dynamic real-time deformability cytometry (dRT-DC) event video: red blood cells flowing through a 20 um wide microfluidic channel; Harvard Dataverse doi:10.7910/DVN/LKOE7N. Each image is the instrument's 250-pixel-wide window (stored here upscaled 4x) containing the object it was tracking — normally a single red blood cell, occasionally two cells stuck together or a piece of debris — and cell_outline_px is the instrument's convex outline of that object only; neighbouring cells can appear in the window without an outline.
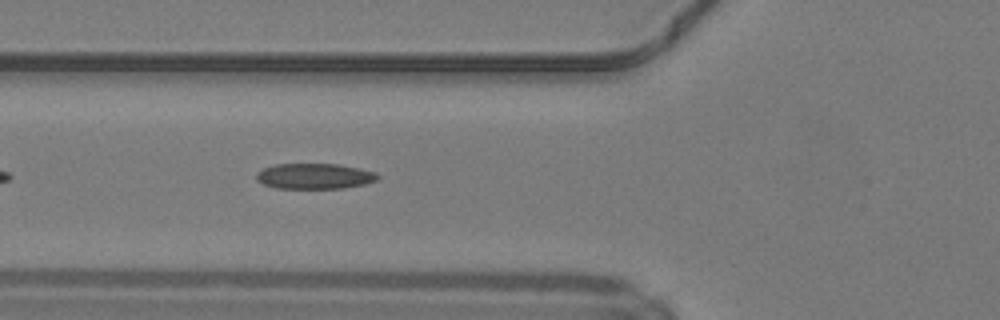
{"species": "common noctule bat (a hibernating species)", "species_latin": "Nyctalus noctula", "temperature_condition": "warm", "stored_images_in_passage": 35, "camera_frame_rate_fps": 3000, "um_per_image_px": 0.085, "animal": {"sex": "male", "body_mass_g": 19.2, "forearm_length_mm": 51.8}, "frame": {"image": 1, "passage_image": 6, "time_ms": 1.667, "image_size_px": [1000, 320], "cell_outline_px": [[380, 176], [376, 180], [364, 184], [344, 188], [276, 188], [264, 184], [256, 180], [256, 172], [264, 168], [276, 164], [340, 164], [360, 168], [376, 172]], "centroid_in_image_um": [26.74, 14.97], "position_along_channel_um": 99.1, "area_um2": 18.09}, "authors_computed_cell_mechanics": {"area_um2": 18.0914, "velocity_mm_per_s": 4.2238, "shape_relaxation_time_tau1_ms": null, "shape_relaxation_time_tau2_ms": 2.3067, "deformation_change_tau1": null, "deformation_change_tau2": 0.1021}}